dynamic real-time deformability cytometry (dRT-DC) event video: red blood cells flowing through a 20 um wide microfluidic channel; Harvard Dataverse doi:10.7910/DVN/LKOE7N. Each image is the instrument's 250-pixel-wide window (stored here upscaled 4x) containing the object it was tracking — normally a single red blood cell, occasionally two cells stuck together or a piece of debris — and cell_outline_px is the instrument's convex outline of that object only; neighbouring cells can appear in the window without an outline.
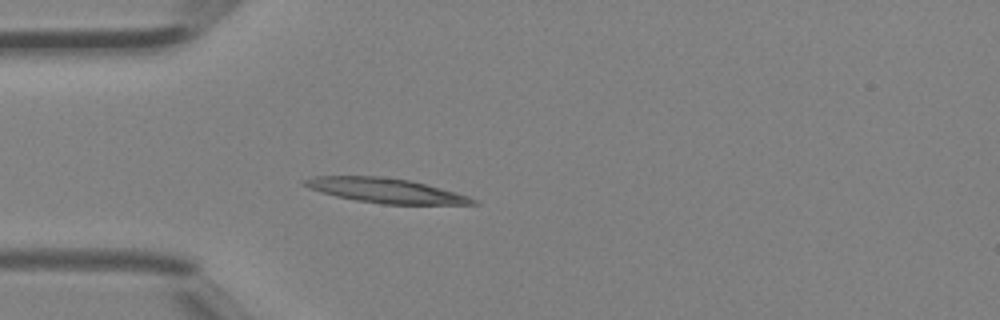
{"species": "Egyptian fruit bat (a non-hibernating species)", "species_latin": "Rousettus aegyptiacus", "temperature_condition": "room temperature", "stored_images_in_passage": 31, "camera_frame_rate_fps": 3000, "um_per_image_px": 0.085, "animal": {"sex": "female"}, "frame": {"image": 1, "passage_image": 1, "time_ms": 0.0, "image_size_px": [1000, 320], "cell_outline_px": [[480, 204], [384, 204], [356, 200], [336, 196], [320, 192], [308, 188], [300, 184], [300, 180], [312, 176], [380, 176], [408, 180], [456, 192], [468, 196], [476, 200]], "centroid_in_image_um": [32.69, 16.19], "position_along_channel_um": 52.3, "area_um2": 24.1}}
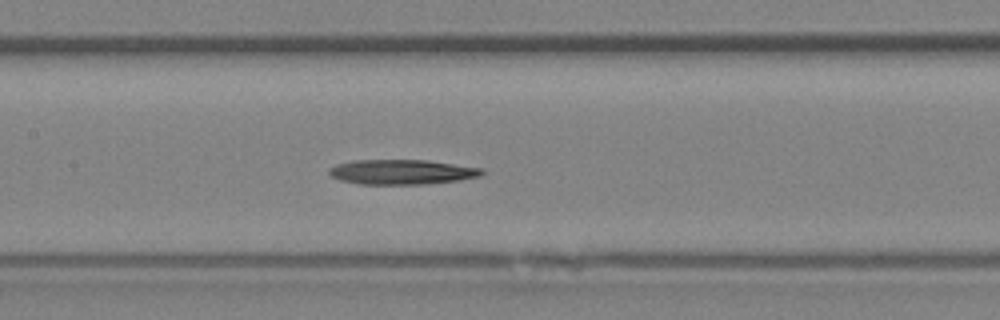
{"frame": {"image": 2, "passage_image": 9, "time_ms": 2.667, "image_size_px": [1000, 320], "cell_outline_px": [[484, 172], [480, 176], [460, 180], [424, 184], [360, 184], [340, 180], [332, 176], [328, 172], [328, 168], [336, 164], [352, 160], [428, 160], [484, 168]], "centroid_in_image_um": [34.16, 14.61], "position_along_channel_um": 173.2, "area_um2": 22.25}}
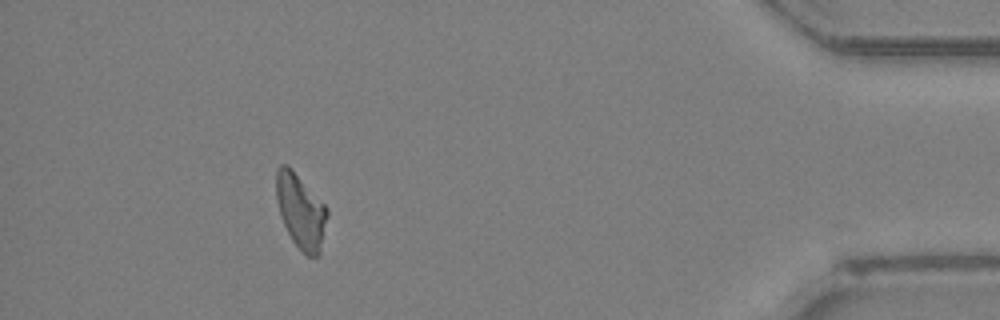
{"frame": {"image": 3, "passage_image": 27, "time_ms": 8.667, "image_size_px": [1000, 320], "cell_outline_px": [[328, 216], [320, 256], [308, 256], [292, 240], [280, 216], [276, 200], [276, 168], [280, 164], [288, 164], [292, 168], [328, 208]], "centroid_in_image_um": [25.57, 17.92], "position_along_channel_um": 409.6, "area_um2": 22.31}}